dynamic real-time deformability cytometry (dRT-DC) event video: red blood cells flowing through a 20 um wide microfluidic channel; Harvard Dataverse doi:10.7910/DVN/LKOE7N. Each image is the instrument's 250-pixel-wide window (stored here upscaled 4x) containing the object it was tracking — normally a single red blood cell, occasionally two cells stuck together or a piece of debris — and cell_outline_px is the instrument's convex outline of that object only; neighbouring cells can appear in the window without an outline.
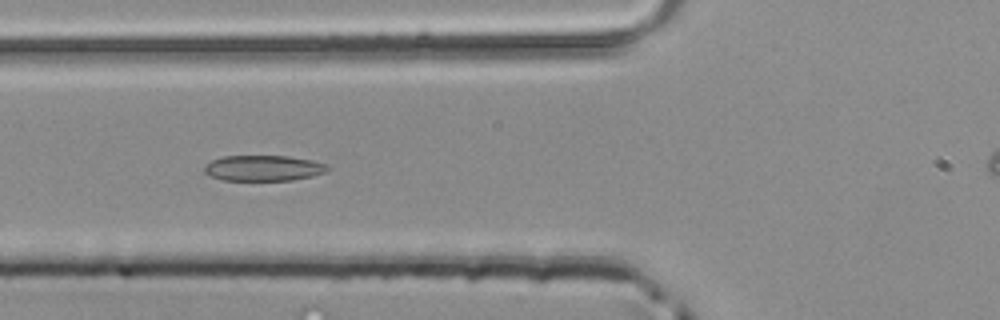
{"species": "common noctule bat (a hibernating species)", "species_latin": "Nyctalus noctula", "temperature_condition": "room temperature", "stored_images_in_passage": 48, "camera_frame_rate_fps": 3000, "um_per_image_px": 0.085, "animal": {"sex": "male", "body_mass_g": 20.4}, "frame": {"image": 1, "passage_image": 17, "time_ms": 5.333, "image_size_px": [1000, 320], "cell_outline_px": [[328, 168], [324, 172], [312, 176], [292, 180], [224, 180], [208, 176], [204, 172], [204, 164], [220, 156], [288, 156], [312, 160], [328, 164]], "centroid_in_image_um": [22.34, 14.28], "position_along_channel_um": 103.5, "area_um2": 18.5}}
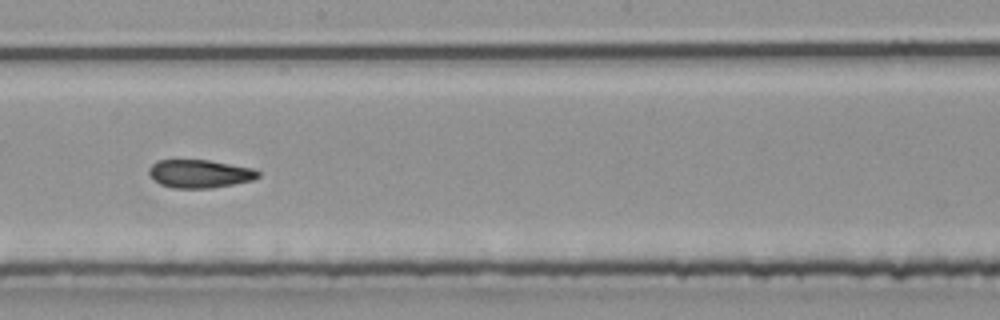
{"frame": {"image": 2, "passage_image": 26, "time_ms": 8.333, "image_size_px": [1000, 320], "cell_outline_px": [[260, 176], [252, 180], [212, 188], [172, 188], [160, 184], [148, 172], [148, 168], [156, 160], [208, 160], [252, 168], [260, 172]], "centroid_in_image_um": [16.96, 14.76], "position_along_channel_um": 231.2, "area_um2": 17.8}}
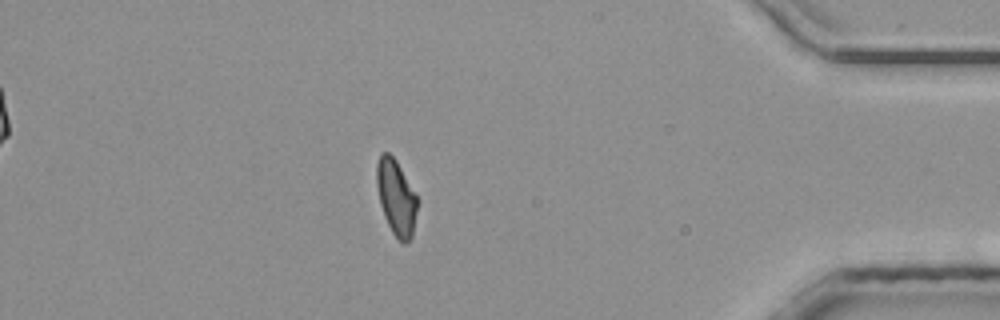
{"frame": {"image": 3, "passage_image": 41, "time_ms": 13.333, "image_size_px": [1000, 320], "cell_outline_px": [[416, 212], [412, 236], [404, 244], [396, 240], [384, 216], [380, 204], [376, 184], [376, 164], [380, 152], [388, 152], [396, 160], [416, 196]], "centroid_in_image_um": [33.63, 16.78], "position_along_channel_um": 401.6, "area_um2": 17.69}}